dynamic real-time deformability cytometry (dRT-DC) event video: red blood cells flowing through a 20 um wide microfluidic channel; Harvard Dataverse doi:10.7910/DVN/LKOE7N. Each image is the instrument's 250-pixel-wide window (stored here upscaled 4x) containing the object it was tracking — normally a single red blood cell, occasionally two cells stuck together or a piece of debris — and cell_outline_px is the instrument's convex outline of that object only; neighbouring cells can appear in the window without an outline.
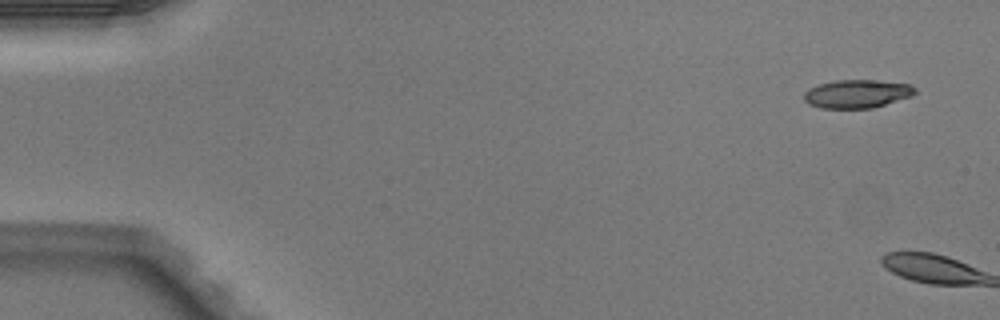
{"species": "Egyptian fruit bat (a non-hibernating species)", "species_latin": "Rousettus aegyptiacus", "temperature_condition": "warm", "stored_images_in_passage": 4, "camera_frame_rate_fps": 3000, "um_per_image_px": 0.085, "animal": {"sex": "male"}, "frame": {"image": 1, "passage_image": 1, "time_ms": 0.0, "image_size_px": [1000, 320], "cell_outline_px": [[916, 92], [912, 96], [872, 108], [820, 108], [808, 104], [804, 100], [804, 92], [808, 88], [820, 84], [836, 80], [880, 80], [908, 84], [916, 88]], "centroid_in_image_um": [72.84, 7.97], "position_along_channel_um": 12.2, "area_um2": 18.38}}